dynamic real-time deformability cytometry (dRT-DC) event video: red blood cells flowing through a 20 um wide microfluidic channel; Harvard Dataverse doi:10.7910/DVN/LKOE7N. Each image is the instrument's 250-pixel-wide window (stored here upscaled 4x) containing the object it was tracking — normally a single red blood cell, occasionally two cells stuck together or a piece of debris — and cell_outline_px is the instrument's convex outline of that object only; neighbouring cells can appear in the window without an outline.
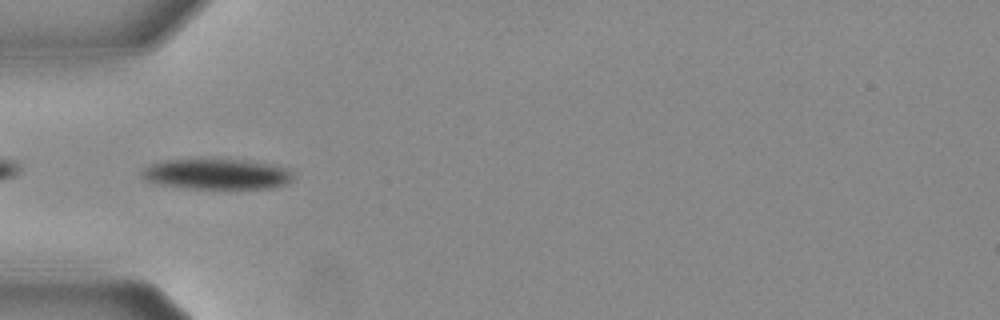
{"species": "Egyptian fruit bat (a non-hibernating species)", "species_latin": "Rousettus aegyptiacus", "temperature_condition": "warm", "stored_images_in_passage": 6, "camera_frame_rate_fps": 3000, "um_per_image_px": 0.085, "animal": {"sex": "female"}, "frame": {"image": 1, "passage_image": 2, "time_ms": 0.333, "image_size_px": [1000, 320], "cell_outline_px": [[292, 180], [288, 184], [268, 188], [192, 188], [160, 184], [144, 180], [140, 176], [140, 172], [144, 168], [152, 164], [168, 160], [244, 160], [272, 164], [284, 168], [292, 172]], "centroid_in_image_um": [18.43, 14.8], "position_along_channel_um": 66.6, "area_um2": 26.47}}
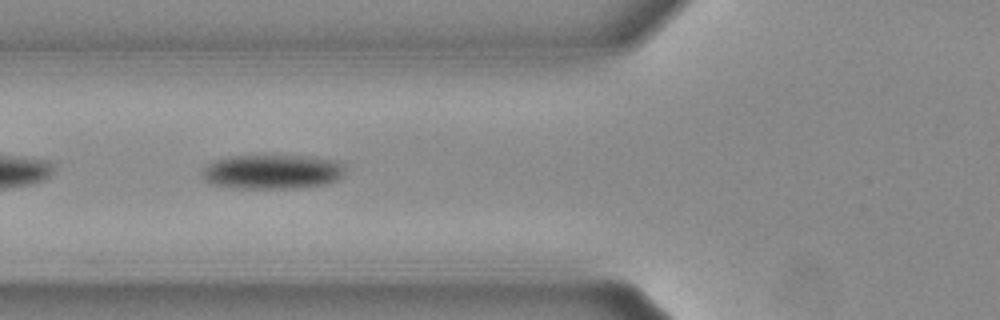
{"frame": {"image": 2, "passage_image": 5, "time_ms": 1.333, "image_size_px": [1000, 320], "cell_outline_px": [[344, 172], [336, 180], [328, 184], [292, 188], [236, 188], [212, 184], [204, 180], [200, 172], [200, 168], [204, 164], [212, 160], [228, 156], [312, 156], [336, 160], [344, 164]], "centroid_in_image_um": [23.08, 14.59], "position_along_channel_um": 102.7, "area_um2": 29.13}}